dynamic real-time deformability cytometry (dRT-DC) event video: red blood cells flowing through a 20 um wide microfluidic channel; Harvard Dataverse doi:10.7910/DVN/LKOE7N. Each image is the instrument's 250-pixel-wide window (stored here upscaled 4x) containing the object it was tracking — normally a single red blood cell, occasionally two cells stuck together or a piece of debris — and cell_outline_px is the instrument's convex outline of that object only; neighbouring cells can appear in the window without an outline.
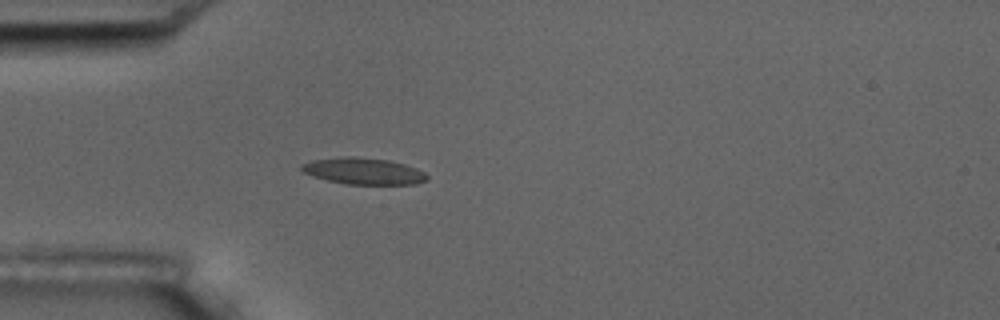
{"species": "common noctule bat (a hibernating species)", "species_latin": "Nyctalus noctula", "temperature_condition": "room temperature", "stored_images_in_passage": 5, "camera_frame_rate_fps": 3000, "um_per_image_px": 0.085, "animal": {"sex": "male", "body_mass_g": 17.5, "forearm_length_mm": 52.3}, "frame": {"image": 1, "passage_image": 5, "time_ms": 4.667, "image_size_px": [1000, 320], "cell_outline_px": [[428, 180], [416, 184], [348, 184], [328, 180], [312, 176], [304, 172], [300, 168], [300, 164], [312, 160], [340, 156], [352, 156], [388, 160], [404, 164], [416, 168], [424, 172], [428, 176]], "centroid_in_image_um": [30.89, 14.54], "position_along_channel_um": 54.1, "area_um2": 19.42}}